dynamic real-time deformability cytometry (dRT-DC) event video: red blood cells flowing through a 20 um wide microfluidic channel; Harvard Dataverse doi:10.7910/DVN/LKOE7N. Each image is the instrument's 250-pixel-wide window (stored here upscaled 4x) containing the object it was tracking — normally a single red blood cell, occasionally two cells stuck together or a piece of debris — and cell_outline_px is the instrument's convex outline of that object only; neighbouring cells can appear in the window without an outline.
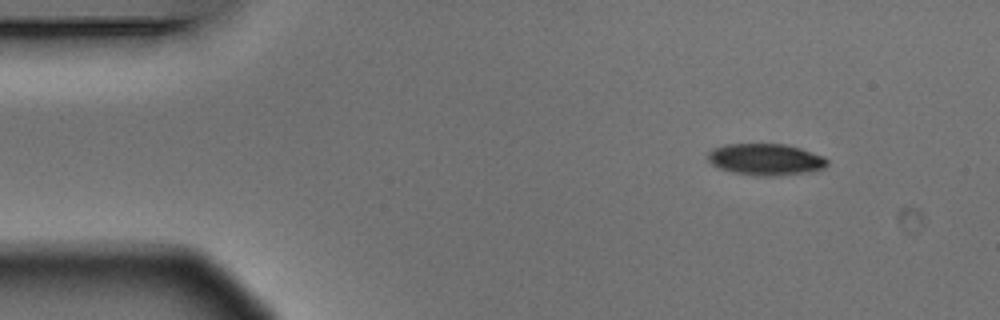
{"species": "Egyptian fruit bat (a non-hibernating species)", "species_latin": "Rousettus aegyptiacus", "temperature_condition": "warm", "stored_images_in_passage": 5, "camera_frame_rate_fps": 3000, "um_per_image_px": 0.085, "animal": {"sex": "male"}, "frame": {"image": 1, "passage_image": 1, "time_ms": 0.0, "image_size_px": [1000, 320], "cell_outline_px": [[828, 164], [824, 168], [812, 172], [776, 176], [756, 176], [732, 172], [720, 168], [712, 164], [708, 160], [708, 152], [712, 148], [724, 144], [784, 144], [800, 148], [824, 156], [828, 160]], "centroid_in_image_um": [65.09, 13.56], "position_along_channel_um": 19.9, "area_um2": 22.2}}
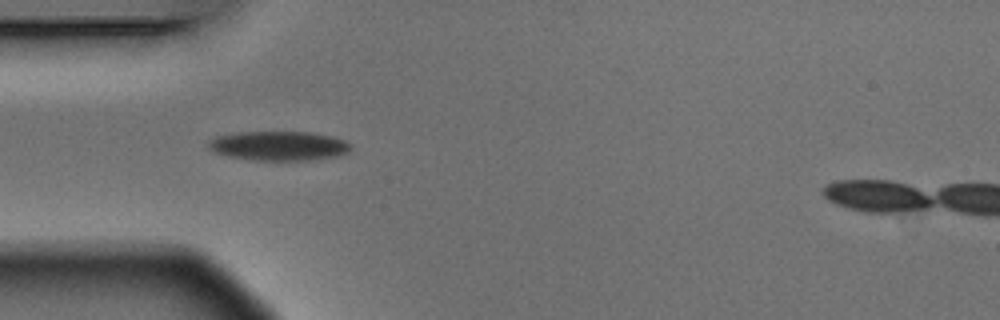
{"frame": {"image": 2, "passage_image": 4, "time_ms": 1.0, "image_size_px": [1000, 320], "cell_outline_px": [[352, 148], [348, 152], [340, 156], [312, 160], [256, 160], [228, 156], [212, 152], [208, 148], [208, 140], [216, 136], [236, 132], [308, 132], [332, 136], [344, 140], [352, 144]], "centroid_in_image_um": [23.7, 12.4], "position_along_channel_um": 61.3, "area_um2": 24.62}}
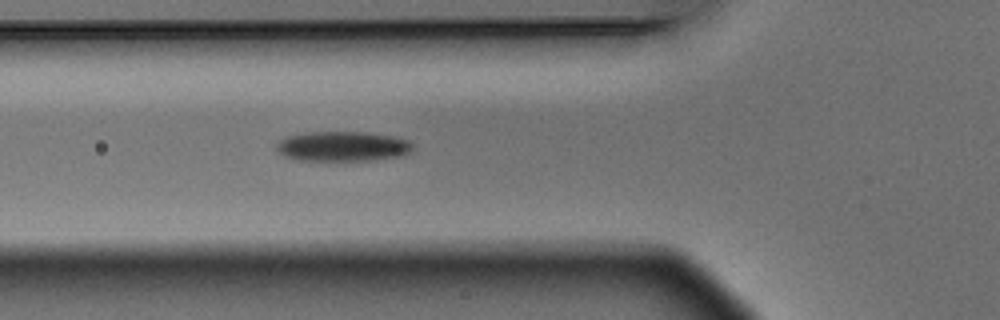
{"frame": {"image": 3, "passage_image": 5, "time_ms": 1.333, "image_size_px": [1000, 320], "cell_outline_px": [[416, 148], [412, 152], [404, 156], [376, 160], [300, 160], [284, 156], [276, 148], [276, 144], [280, 140], [288, 136], [304, 132], [364, 132], [392, 136], [408, 140]], "centroid_in_image_um": [29.19, 12.44], "position_along_channel_um": 96.6, "area_um2": 23.93}}